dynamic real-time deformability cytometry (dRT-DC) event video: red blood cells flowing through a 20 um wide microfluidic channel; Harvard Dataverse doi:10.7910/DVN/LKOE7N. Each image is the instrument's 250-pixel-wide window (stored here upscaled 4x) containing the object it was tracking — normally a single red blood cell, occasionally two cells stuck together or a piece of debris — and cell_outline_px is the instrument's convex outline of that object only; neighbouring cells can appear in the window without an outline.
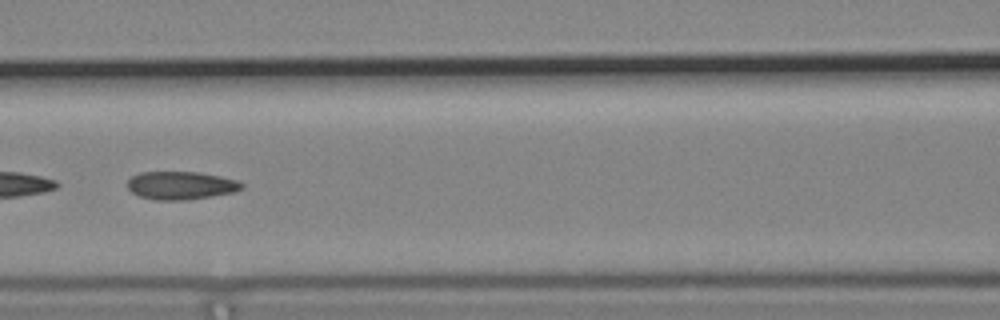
{"species": "common noctule bat (a hibernating species)", "species_latin": "Nyctalus noctula", "temperature_condition": "cold", "stored_images_in_passage": 30, "camera_frame_rate_fps": 3000, "um_per_image_px": 0.085, "animal": {"sex": "male", "body_mass_g": 19.2, "forearm_length_mm": 51.8}, "frame": {"image": 1, "passage_image": 25, "time_ms": 8.0, "image_size_px": [1000, 320], "cell_outline_px": [[244, 188], [236, 192], [184, 200], [156, 200], [140, 196], [132, 192], [128, 188], [128, 180], [132, 176], [140, 172], [200, 172], [220, 176], [236, 180], [244, 184]], "centroid_in_image_um": [15.4, 15.76], "position_along_channel_um": 151.2, "area_um2": 18.67}}
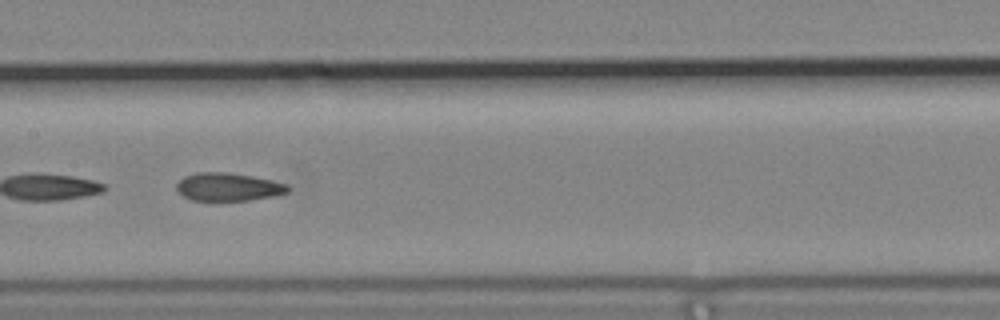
{"frame": {"image": 2, "passage_image": 28, "time_ms": 9.0, "image_size_px": [1000, 320], "cell_outline_px": [[292, 188], [288, 192], [272, 196], [248, 200], [192, 200], [184, 196], [176, 188], [176, 184], [184, 176], [196, 172], [224, 172], [252, 176], [272, 180], [288, 184]], "centroid_in_image_um": [19.42, 15.88], "position_along_channel_um": 188.0, "area_um2": 18.09}}